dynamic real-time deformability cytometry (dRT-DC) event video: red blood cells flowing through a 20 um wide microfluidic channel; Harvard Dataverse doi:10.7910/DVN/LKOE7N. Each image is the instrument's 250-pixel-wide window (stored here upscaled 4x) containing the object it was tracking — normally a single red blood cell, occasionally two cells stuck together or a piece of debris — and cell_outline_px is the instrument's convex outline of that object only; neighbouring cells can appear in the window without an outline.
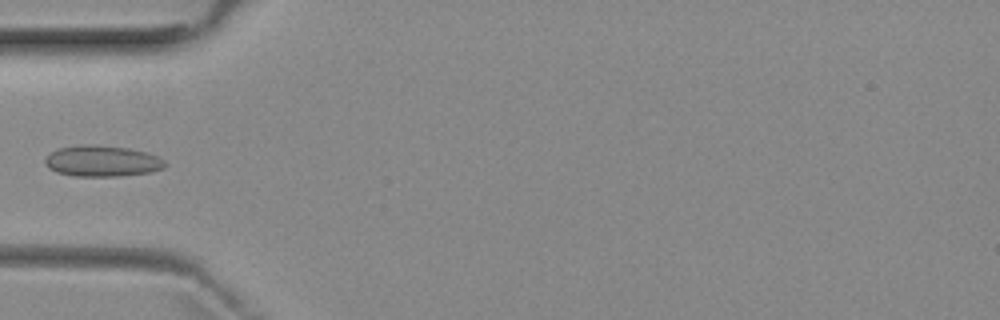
{"species": "common noctule bat (a hibernating species)", "species_latin": "Nyctalus noctula", "temperature_condition": "room temperature", "stored_images_in_passage": 5, "camera_frame_rate_fps": 3000, "um_per_image_px": 0.085, "animal": {"sex": "female", "body_mass_g": 29.2, "forearm_length_mm": 56.3}, "frame": {"image": 1, "passage_image": 4, "time_ms": 3.667, "image_size_px": [1000, 320], "cell_outline_px": [[168, 164], [164, 168], [148, 172], [120, 176], [76, 176], [56, 172], [48, 168], [44, 164], [44, 160], [52, 152], [60, 148], [84, 144], [92, 144], [128, 148], [148, 152], [164, 160]], "centroid_in_image_um": [8.69, 13.69], "position_along_channel_um": 76.3, "area_um2": 21.68}}
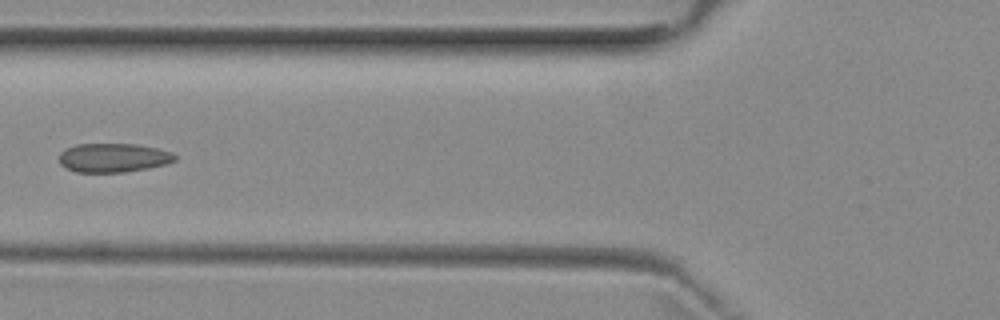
{"frame": {"image": 2, "passage_image": 5, "time_ms": 4.667, "image_size_px": [1000, 320], "cell_outline_px": [[176, 160], [164, 164], [148, 168], [124, 172], [76, 172], [64, 168], [60, 164], [60, 152], [64, 148], [76, 144], [136, 144], [156, 148], [172, 152], [176, 156]], "centroid_in_image_um": [9.59, 13.4], "position_along_channel_um": 116.2, "area_um2": 19.59}}